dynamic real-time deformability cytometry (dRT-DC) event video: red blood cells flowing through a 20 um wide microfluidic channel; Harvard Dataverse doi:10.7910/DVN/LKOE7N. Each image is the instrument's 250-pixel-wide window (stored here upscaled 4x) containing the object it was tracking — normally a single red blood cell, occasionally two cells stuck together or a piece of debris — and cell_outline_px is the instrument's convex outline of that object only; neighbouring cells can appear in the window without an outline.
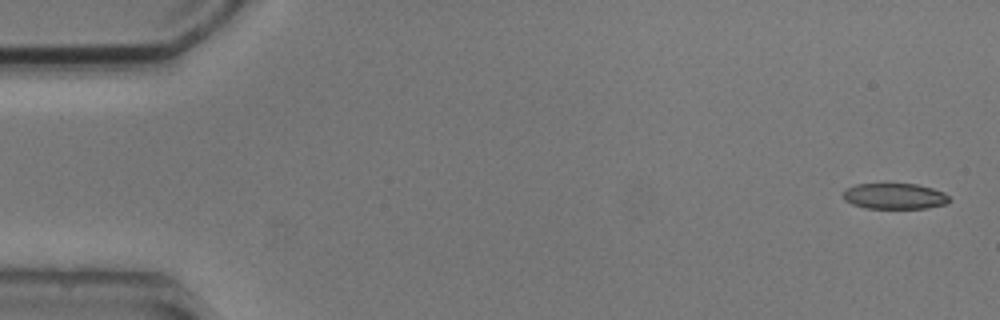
{"species": "common noctule bat (a hibernating species)", "species_latin": "Nyctalus noctula", "temperature_condition": "cold", "stored_images_in_passage": 5, "camera_frame_rate_fps": 3000, "um_per_image_px": 0.085, "animal": {"sex": "male", "body_mass_g": 20.5, "forearm_length_mm": 52.5}, "frame": {"image": 1, "passage_image": 1, "time_ms": 0.0, "image_size_px": [1000, 320], "cell_outline_px": [[952, 200], [948, 204], [928, 208], [864, 208], [852, 204], [844, 200], [844, 192], [848, 188], [856, 184], [916, 184], [932, 188], [944, 192]], "centroid_in_image_um": [76.09, 16.68], "position_along_channel_um": 8.9, "area_um2": 16.01}}
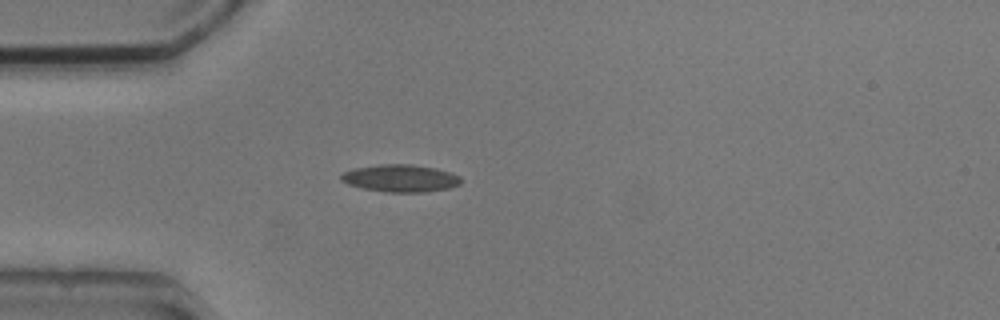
{"frame": {"image": 2, "passage_image": 4, "time_ms": 4.333, "image_size_px": [1000, 320], "cell_outline_px": [[460, 184], [448, 188], [424, 192], [388, 192], [364, 188], [348, 184], [340, 180], [340, 176], [344, 172], [356, 168], [380, 164], [412, 164], [436, 168], [452, 172], [460, 176]], "centroid_in_image_um": [34.06, 15.14], "position_along_channel_um": 50.9, "area_um2": 19.02}}